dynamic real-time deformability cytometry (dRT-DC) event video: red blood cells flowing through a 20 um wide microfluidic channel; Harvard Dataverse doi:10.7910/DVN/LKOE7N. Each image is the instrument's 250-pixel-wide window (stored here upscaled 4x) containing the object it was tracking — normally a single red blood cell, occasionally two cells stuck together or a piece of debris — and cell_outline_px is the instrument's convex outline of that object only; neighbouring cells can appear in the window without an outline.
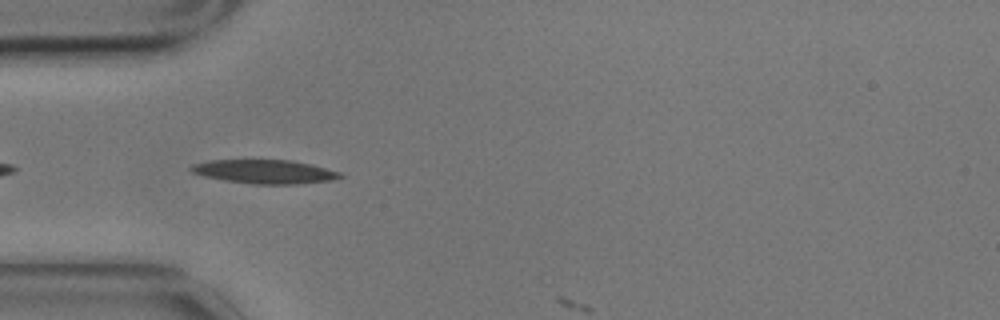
{"species": "common noctule bat (a hibernating species)", "species_latin": "Nyctalus noctula", "temperature_condition": "cold", "stored_images_in_passage": 5, "camera_frame_rate_fps": 3000, "um_per_image_px": 0.085, "animal": {"sex": "male", "body_mass_g": 17.9}, "frame": {"image": 1, "passage_image": 2, "time_ms": 0.333, "image_size_px": [1000, 320], "cell_outline_px": [[344, 176], [332, 180], [296, 184], [252, 184], [224, 180], [204, 176], [192, 172], [188, 168], [192, 164], [212, 160], [292, 160], [312, 164], [340, 172]], "centroid_in_image_um": [22.5, 14.59], "position_along_channel_um": 62.5, "area_um2": 20.69}}